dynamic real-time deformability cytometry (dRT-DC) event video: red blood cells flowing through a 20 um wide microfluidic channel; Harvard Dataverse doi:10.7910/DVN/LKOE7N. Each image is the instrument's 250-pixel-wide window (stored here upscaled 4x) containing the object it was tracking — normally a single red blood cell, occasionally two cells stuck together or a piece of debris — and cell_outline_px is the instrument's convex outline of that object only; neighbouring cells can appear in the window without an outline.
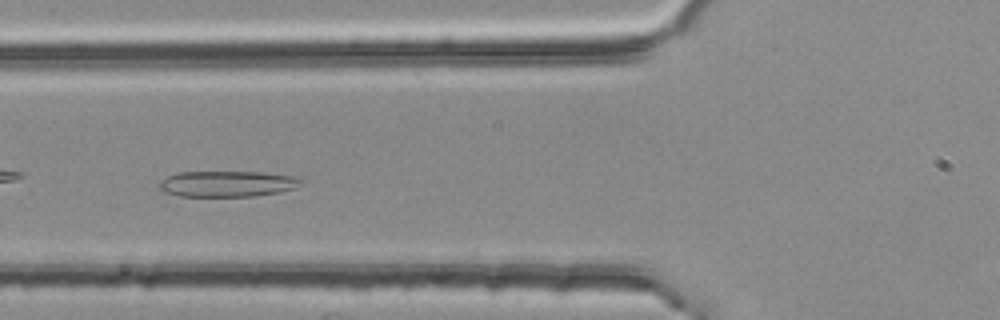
{"species": "common noctule bat (a hibernating species)", "species_latin": "Nyctalus noctula", "temperature_condition": "room temperature", "stored_images_in_passage": 36, "camera_frame_rate_fps": 3000, "um_per_image_px": 0.085, "animal": {"sex": "female", "body_mass_g": 25.1}, "frame": {"image": 1, "passage_image": 5, "time_ms": 1.333, "image_size_px": [1000, 320], "cell_outline_px": [[300, 180], [292, 188], [280, 192], [252, 196], [180, 196], [164, 192], [156, 184], [160, 180], [176, 172], [260, 172], [292, 176]], "centroid_in_image_um": [19.18, 15.62], "position_along_channel_um": 106.6, "area_um2": 21.1}}
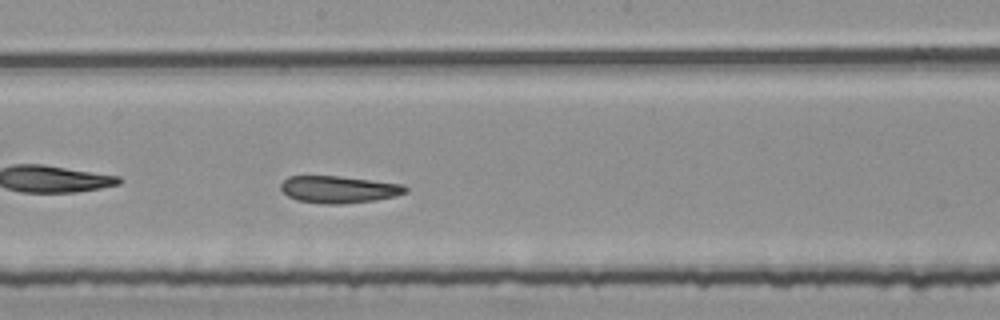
{"frame": {"image": 2, "passage_image": 14, "time_ms": 4.333, "image_size_px": [1000, 320], "cell_outline_px": [[408, 192], [396, 196], [376, 200], [344, 204], [320, 204], [296, 200], [288, 196], [280, 188], [280, 184], [288, 176], [340, 176], [404, 184], [408, 188]], "centroid_in_image_um": [28.82, 16.11], "position_along_channel_um": 219.4, "area_um2": 19.94}}
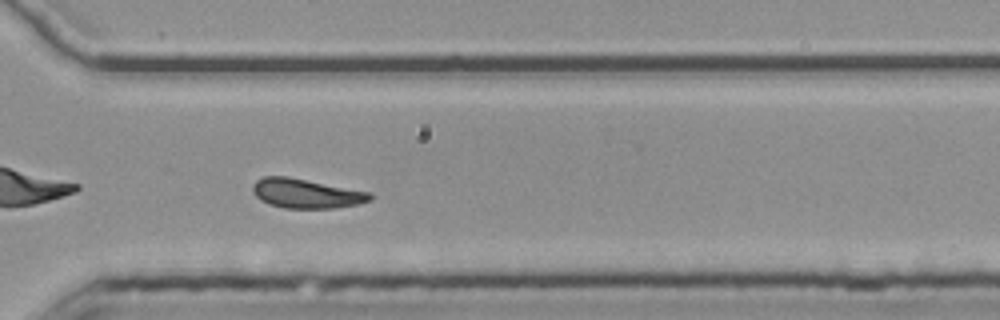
{"frame": {"image": 3, "passage_image": 24, "time_ms": 7.667, "image_size_px": [1000, 320], "cell_outline_px": [[372, 200], [356, 204], [332, 208], [284, 208], [268, 204], [260, 200], [252, 192], [252, 184], [256, 180], [264, 176], [288, 176], [372, 192]], "centroid_in_image_um": [26.0, 16.43], "position_along_channel_um": 344.6, "area_um2": 20.29}, "authors_computed_cell_mechanics": {"area_um2": 20.0566, "velocity_mm_per_s": 3.7675, "shape_relaxation_time_tau1_ms": null, "shape_relaxation_time_tau2_ms": 2.0581, "deformation_change_tau1": null, "deformation_change_tau2": 0.0899}}